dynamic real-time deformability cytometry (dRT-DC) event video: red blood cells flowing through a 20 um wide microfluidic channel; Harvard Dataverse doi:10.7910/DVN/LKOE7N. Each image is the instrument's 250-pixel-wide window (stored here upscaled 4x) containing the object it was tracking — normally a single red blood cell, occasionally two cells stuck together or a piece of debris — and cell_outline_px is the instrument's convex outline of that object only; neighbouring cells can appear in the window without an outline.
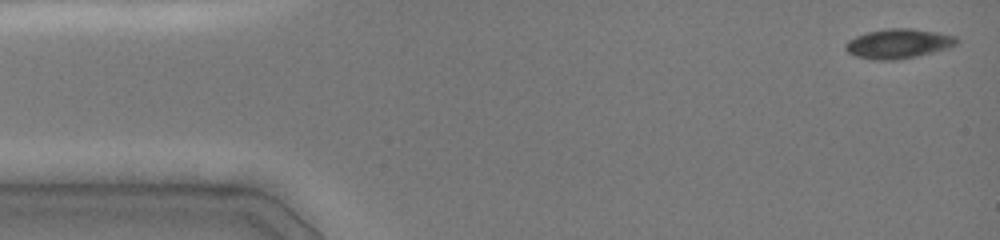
{"species": "common noctule bat (a hibernating species)", "species_latin": "Nyctalus noctula", "temperature_condition": "cold", "stored_images_in_passage": 62, "camera_frame_rate_fps": 3000, "um_per_image_px": 0.085, "animal": {"sex": "female", "body_mass_g": 19.0, "forearm_length_mm": 51.5}, "frame": {"image": 1, "passage_image": 1, "time_ms": 0.0, "image_size_px": [1000, 240], "cell_outline_px": [[960, 40], [956, 44], [948, 48], [916, 56], [896, 60], [872, 60], [856, 56], [848, 52], [844, 48], [844, 44], [848, 40], [856, 36], [868, 32], [888, 28], [912, 28], [936, 32], [956, 36]], "centroid_in_image_um": [76.35, 3.71], "position_along_channel_um": 8.7, "area_um2": 19.19}}
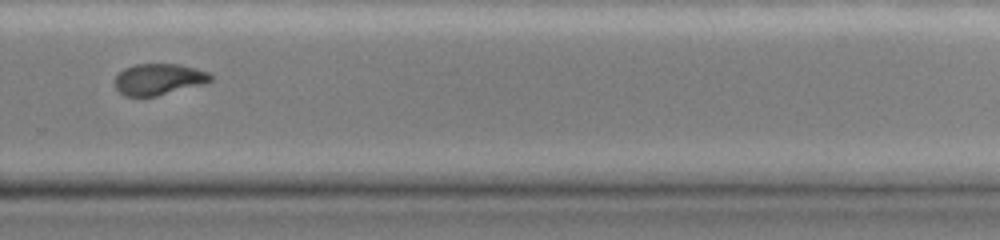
{"frame": {"image": 2, "passage_image": 43, "time_ms": 10.333, "image_size_px": [1000, 240], "cell_outline_px": [[212, 80], [204, 84], [156, 96], [124, 96], [116, 88], [116, 76], [124, 68], [136, 64], [180, 64], [196, 68], [208, 72], [212, 76]], "centroid_in_image_um": [13.51, 6.73], "position_along_channel_um": 316.3, "area_um2": 17.4}}
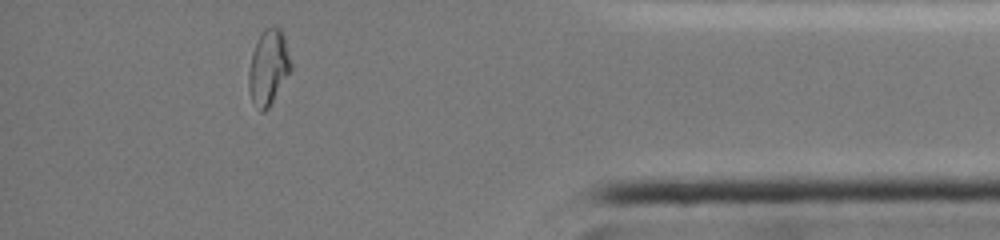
{"frame": {"image": 3, "passage_image": 56, "time_ms": 13.333, "image_size_px": [1000, 240], "cell_outline_px": [[292, 68], [268, 108], [264, 112], [260, 112], [252, 100], [248, 88], [248, 72], [252, 52], [256, 40], [260, 32], [264, 28], [280, 28], [284, 36], [292, 64]], "centroid_in_image_um": [22.8, 5.71], "position_along_channel_um": 412.4, "area_um2": 18.44}, "authors_computed_cell_mechanics": {"area_um2": 18.9006, "velocity_mm_per_s": 4.0565, "shape_relaxation_time_tau1_ms": null, "shape_relaxation_time_tau2_ms": 1.2739, "deformation_change_tau1": null, "deformation_change_tau2": 0.0439}}